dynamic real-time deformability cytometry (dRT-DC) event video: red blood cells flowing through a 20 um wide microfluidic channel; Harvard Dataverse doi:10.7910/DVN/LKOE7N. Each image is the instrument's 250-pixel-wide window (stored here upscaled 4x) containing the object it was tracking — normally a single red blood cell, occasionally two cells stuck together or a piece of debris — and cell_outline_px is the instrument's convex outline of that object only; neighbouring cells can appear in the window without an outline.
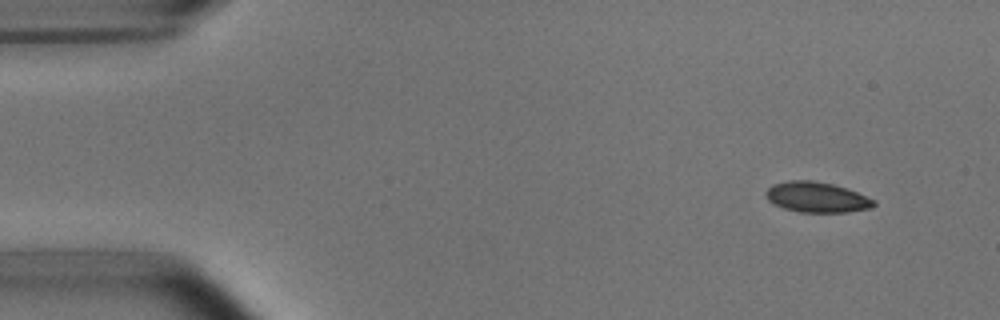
{"species": "common noctule bat (a hibernating species)", "species_latin": "Nyctalus noctula", "temperature_condition": "room temperature", "stored_images_in_passage": 4, "camera_frame_rate_fps": 3000, "um_per_image_px": 0.085, "animal": {"sex": "male", "body_mass_g": 15.6}, "frame": {"image": 1, "passage_image": 1, "time_ms": 0.0, "image_size_px": [1000, 320], "cell_outline_px": [[876, 204], [872, 208], [848, 212], [800, 212], [784, 208], [772, 204], [768, 200], [764, 192], [772, 184], [788, 180], [812, 180], [832, 184], [848, 188], [876, 200]], "centroid_in_image_um": [69.43, 16.76], "position_along_channel_um": 15.6, "area_um2": 19.36}}
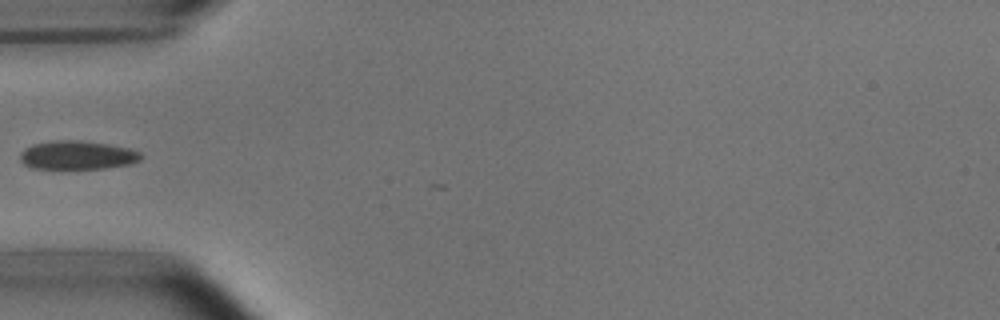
{"frame": {"image": 2, "passage_image": 4, "time_ms": 4.333, "image_size_px": [1000, 320], "cell_outline_px": [[144, 156], [140, 160], [128, 164], [104, 168], [32, 168], [24, 164], [20, 160], [20, 152], [24, 148], [32, 144], [56, 140], [80, 140], [108, 144], [132, 148], [140, 152]], "centroid_in_image_um": [6.58, 13.17], "position_along_channel_um": 78.4, "area_um2": 20.23}}